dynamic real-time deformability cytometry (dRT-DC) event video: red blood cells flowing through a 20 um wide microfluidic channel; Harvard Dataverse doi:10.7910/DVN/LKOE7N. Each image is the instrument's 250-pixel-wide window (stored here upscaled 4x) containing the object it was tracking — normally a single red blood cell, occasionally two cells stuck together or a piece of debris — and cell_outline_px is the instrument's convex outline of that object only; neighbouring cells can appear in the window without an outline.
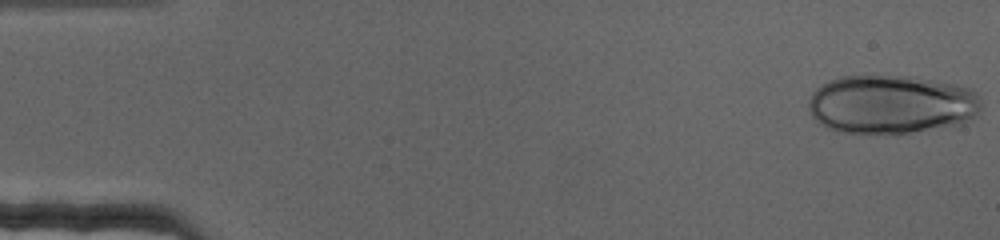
{"species": "human", "species_latin": "Homo sapiens", "temperature_condition": "cold", "stored_images_in_passage": 23, "camera_frame_rate_fps": 3000, "um_per_image_px": 0.085, "donor": {"sex": "female"}, "frame": {"image": 1, "passage_image": 1, "time_ms": 0.0, "image_size_px": [1000, 240], "cell_outline_px": [[980, 108], [976, 116], [972, 120], [964, 124], [896, 136], [836, 132], [820, 124], [812, 116], [808, 108], [808, 100], [812, 92], [820, 84], [828, 80], [840, 76], [916, 76], [960, 84], [972, 88], [980, 96]], "centroid_in_image_um": [75.8, 8.9], "position_along_channel_um": 9.2, "area_um2": 61.33}}
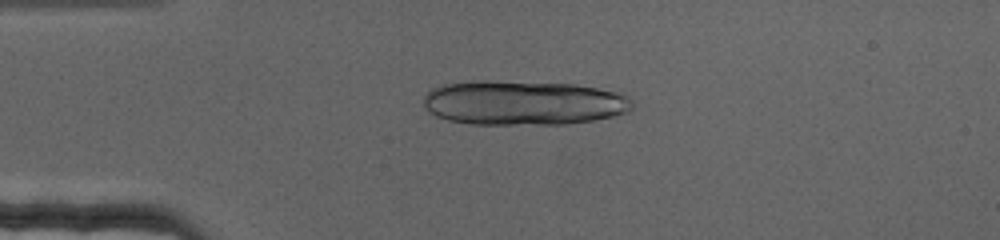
{"frame": {"image": 2, "passage_image": 16, "time_ms": 5.0, "image_size_px": [1000, 240], "cell_outline_px": [[632, 108], [628, 112], [596, 120], [568, 124], [472, 124], [448, 120], [436, 116], [428, 112], [424, 108], [424, 96], [432, 88], [444, 84], [480, 80], [488, 80], [576, 84], [616, 92], [628, 96], [632, 100]], "centroid_in_image_um": [44.47, 8.74], "position_along_channel_um": 40.5, "area_um2": 54.56}}